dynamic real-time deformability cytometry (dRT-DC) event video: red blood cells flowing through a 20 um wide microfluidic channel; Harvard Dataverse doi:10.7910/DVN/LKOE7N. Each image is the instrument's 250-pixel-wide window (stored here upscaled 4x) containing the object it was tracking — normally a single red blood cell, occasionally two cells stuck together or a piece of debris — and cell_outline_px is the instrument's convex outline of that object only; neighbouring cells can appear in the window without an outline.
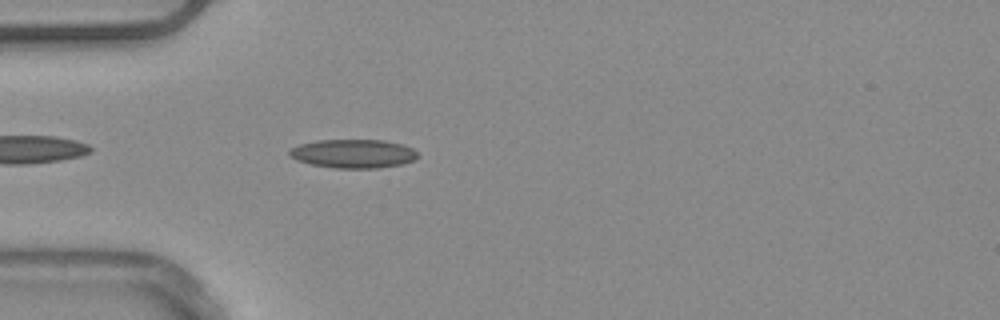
{"species": "common noctule bat (a hibernating species)", "species_latin": "Nyctalus noctula", "temperature_condition": "warm", "stored_images_in_passage": 17, "camera_frame_rate_fps": 3000, "um_per_image_px": 0.085, "animal": {"sex": "male", "body_mass_g": 20.4}, "frame": {"image": 1, "passage_image": 3, "time_ms": 0.667, "image_size_px": [1000, 320], "cell_outline_px": [[420, 156], [412, 160], [400, 164], [376, 168], [332, 168], [312, 164], [300, 160], [292, 156], [288, 152], [288, 148], [300, 144], [316, 140], [384, 140], [404, 144], [412, 148]], "centroid_in_image_um": [30.04, 13.05], "position_along_channel_um": 55.0, "area_um2": 21.39}}